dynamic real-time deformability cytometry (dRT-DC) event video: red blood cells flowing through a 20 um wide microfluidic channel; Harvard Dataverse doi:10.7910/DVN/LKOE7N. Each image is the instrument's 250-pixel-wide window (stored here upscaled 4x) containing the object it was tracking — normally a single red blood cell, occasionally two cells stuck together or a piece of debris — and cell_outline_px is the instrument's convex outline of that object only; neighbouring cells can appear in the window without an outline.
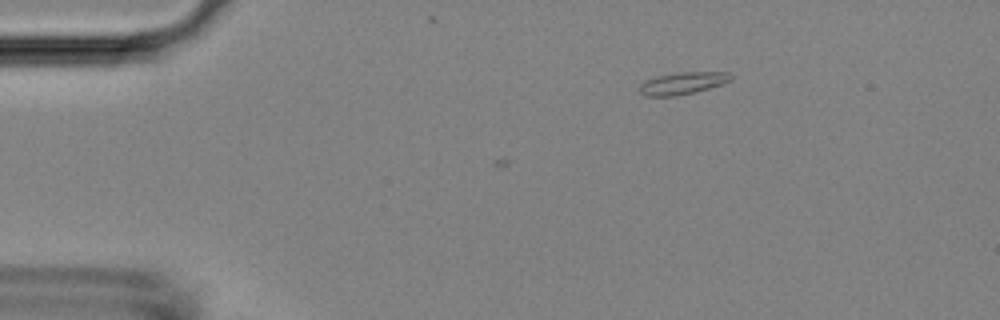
{"species": "Egyptian fruit bat (a non-hibernating species)", "species_latin": "Rousettus aegyptiacus", "temperature_condition": "room temperature", "stored_images_in_passage": 3, "camera_frame_rate_fps": 3000, "um_per_image_px": 0.085, "animal": {"sex": "female"}, "frame": {"image": 1, "passage_image": 3, "time_ms": 2.333, "image_size_px": [1000, 320], "cell_outline_px": [[732, 80], [724, 84], [696, 92], [676, 96], [644, 96], [640, 92], [640, 84], [644, 80], [656, 76], [676, 72], [728, 72], [732, 76]], "centroid_in_image_um": [58.03, 7.07], "position_along_channel_um": 27.0, "area_um2": 12.02}}